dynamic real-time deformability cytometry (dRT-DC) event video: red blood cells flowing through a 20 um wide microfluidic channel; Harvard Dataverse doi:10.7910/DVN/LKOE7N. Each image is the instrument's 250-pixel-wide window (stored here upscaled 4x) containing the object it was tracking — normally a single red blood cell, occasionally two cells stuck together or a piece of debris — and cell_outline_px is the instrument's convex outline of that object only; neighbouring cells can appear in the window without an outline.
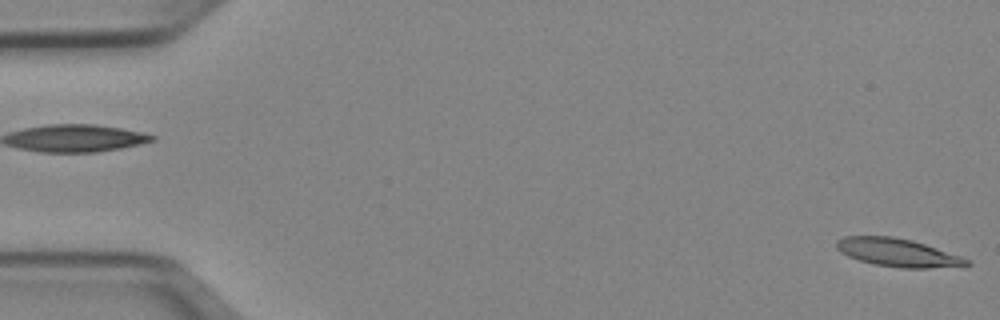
{"species": "Egyptian fruit bat (a non-hibernating species)", "species_latin": "Rousettus aegyptiacus", "temperature_condition": "cold", "stored_images_in_passage": 51, "camera_frame_rate_fps": 3000, "um_per_image_px": 0.085, "animal": {"sex": "female"}, "frame": {"image": 1, "passage_image": 1, "time_ms": 0.0, "image_size_px": [1000, 320], "cell_outline_px": [[972, 264], [928, 268], [900, 268], [876, 264], [860, 260], [848, 256], [840, 252], [836, 248], [836, 240], [844, 236], [892, 236], [912, 240], [960, 256], [968, 260]], "centroid_in_image_um": [76.24, 21.46], "position_along_channel_um": 8.8, "area_um2": 20.98}}
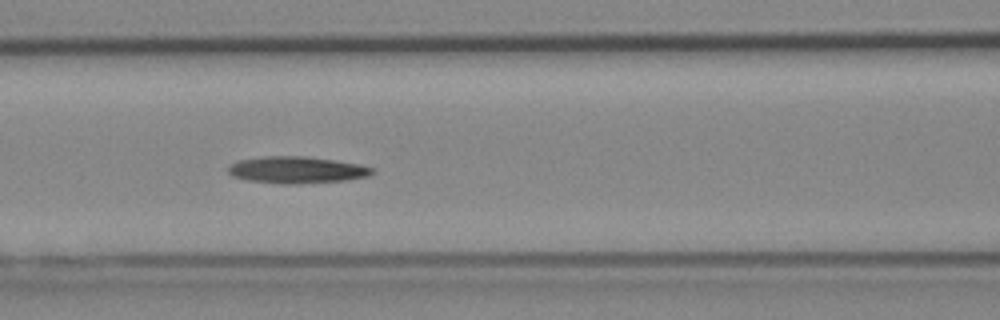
{"frame": {"image": 2, "passage_image": 22, "time_ms": 7.0, "image_size_px": [1000, 320], "cell_outline_px": [[376, 172], [368, 176], [344, 180], [296, 184], [280, 184], [248, 180], [232, 176], [228, 172], [228, 164], [236, 160], [264, 156], [308, 156], [336, 160], [360, 164], [376, 168]], "centroid_in_image_um": [25.22, 14.43], "position_along_channel_um": 141.4, "area_um2": 22.83}}
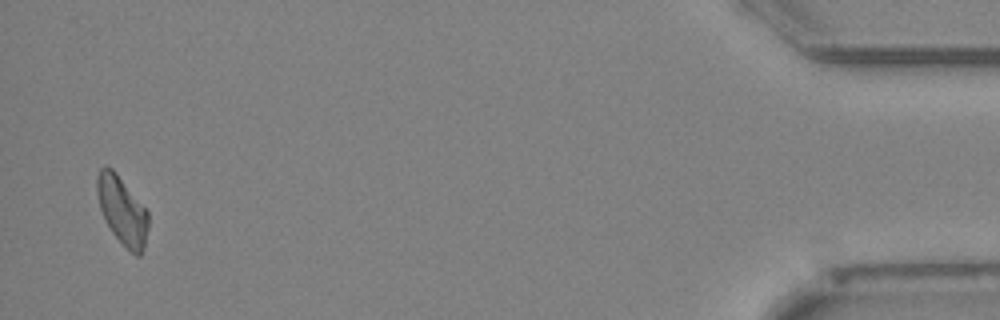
{"frame": {"image": 3, "passage_image": 50, "time_ms": 16.333, "image_size_px": [1000, 320], "cell_outline_px": [[148, 228], [144, 248], [140, 256], [136, 256], [112, 232], [104, 220], [100, 208], [96, 192], [96, 176], [100, 168], [104, 164], [112, 168], [116, 172], [148, 212]], "centroid_in_image_um": [10.36, 17.86], "position_along_channel_um": 424.8, "area_um2": 20.23}, "authors_computed_cell_mechanics": {"area_um2": 21.386, "velocity_mm_per_s": 3.9365, "shape_relaxation_time_tau1_ms": 9.3513, "shape_relaxation_time_tau2_ms": null, "deformation_change_tau1": 0.2117, "deformation_change_tau2": null}}